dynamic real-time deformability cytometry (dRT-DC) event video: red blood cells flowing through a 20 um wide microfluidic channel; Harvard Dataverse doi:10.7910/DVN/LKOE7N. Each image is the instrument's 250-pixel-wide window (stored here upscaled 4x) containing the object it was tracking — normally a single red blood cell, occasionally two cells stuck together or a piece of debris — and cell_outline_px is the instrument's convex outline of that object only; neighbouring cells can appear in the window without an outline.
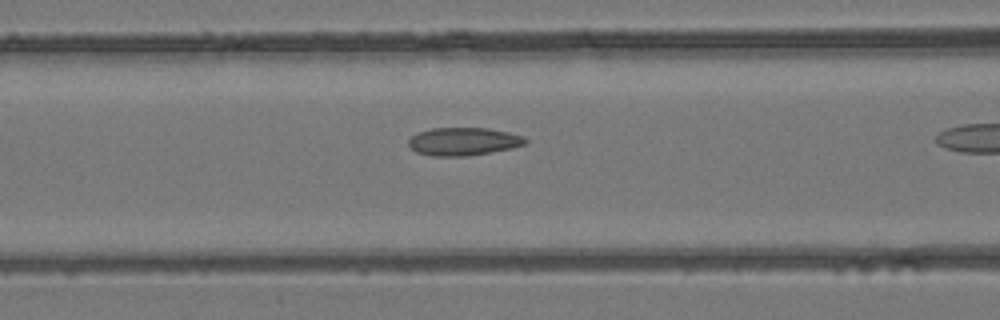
{"species": "common noctule bat (a hibernating species)", "species_latin": "Nyctalus noctula", "temperature_condition": "room temperature", "stored_images_in_passage": 20, "camera_frame_rate_fps": 3000, "um_per_image_px": 0.085, "animal": {"sex": "female", "body_mass_g": 24.6, "forearm_length_mm": 56.2}, "frame": {"image": 1, "passage_image": 7, "time_ms": 2.0, "image_size_px": [1000, 320], "cell_outline_px": [[528, 144], [512, 148], [468, 156], [432, 156], [416, 152], [408, 144], [408, 140], [412, 136], [420, 132], [432, 128], [488, 128], [508, 132], [524, 136], [528, 140]], "centroid_in_image_um": [39.43, 12.03], "position_along_channel_um": 127.2, "area_um2": 19.07}}
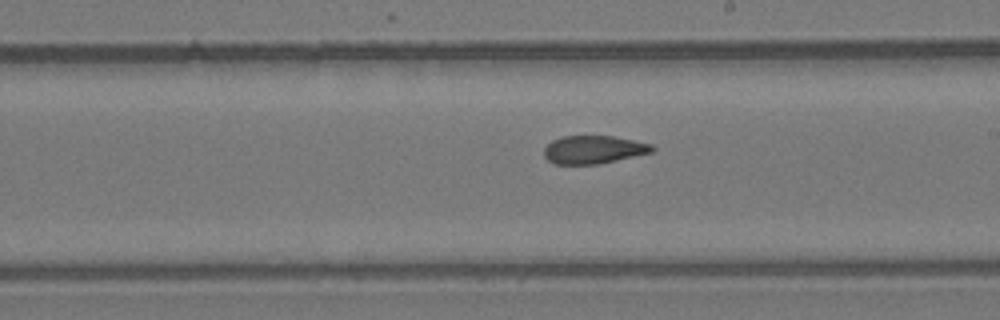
{"frame": {"image": 2, "passage_image": 15, "time_ms": 4.667, "image_size_px": [1000, 320], "cell_outline_px": [[656, 148], [652, 152], [596, 164], [552, 164], [544, 156], [544, 148], [552, 140], [560, 136], [612, 136], [652, 144]], "centroid_in_image_um": [50.41, 12.71], "position_along_channel_um": 238.6, "area_um2": 17.57}}
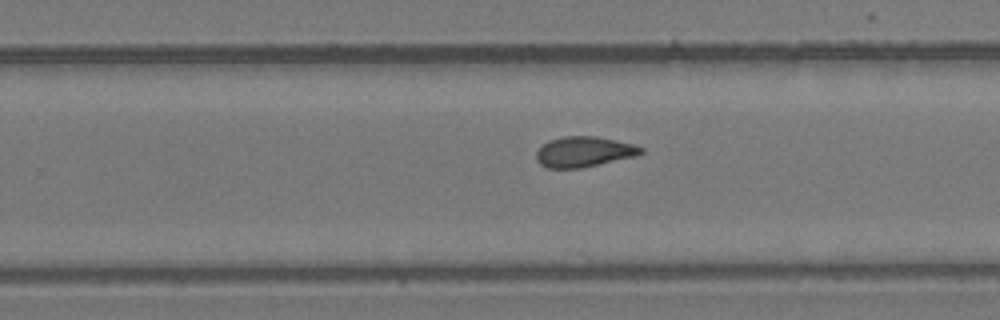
{"frame": {"image": 3, "passage_image": 18, "time_ms": 5.667, "image_size_px": [1000, 320], "cell_outline_px": [[644, 152], [636, 156], [580, 168], [548, 168], [540, 164], [536, 160], [536, 152], [548, 140], [564, 136], [596, 136], [636, 144], [644, 148]], "centroid_in_image_um": [49.66, 12.89], "position_along_channel_um": 280.1, "area_um2": 18.61}}